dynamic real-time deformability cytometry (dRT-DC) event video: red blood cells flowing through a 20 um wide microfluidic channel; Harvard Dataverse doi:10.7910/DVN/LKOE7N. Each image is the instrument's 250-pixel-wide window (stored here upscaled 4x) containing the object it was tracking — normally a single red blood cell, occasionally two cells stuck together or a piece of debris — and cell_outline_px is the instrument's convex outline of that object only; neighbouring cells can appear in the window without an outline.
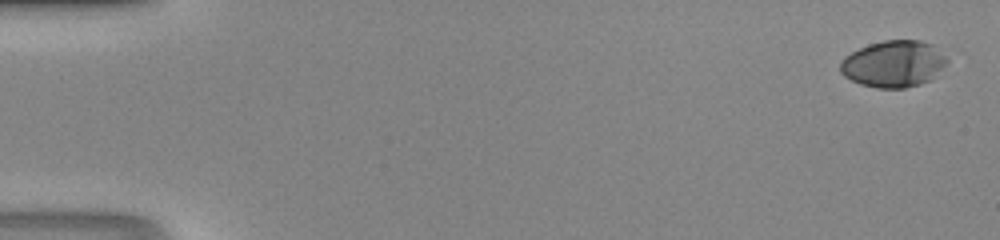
{"species": "human", "species_latin": "Homo sapiens", "temperature_condition": "room temperature", "stored_images_in_passage": 48, "camera_frame_rate_fps": 3000, "um_per_image_px": 0.085, "donor": {"sex": "male"}, "frame": {"image": 1, "passage_image": 1, "time_ms": 0.0, "image_size_px": [1000, 240], "cell_outline_px": [[948, 60], [932, 80], [920, 84], [904, 88], [876, 88], [860, 84], [844, 76], [840, 72], [840, 64], [844, 56], [868, 44], [884, 40], [920, 40], [932, 44]], "centroid_in_image_um": [75.93, 5.43], "position_along_channel_um": 9.1, "area_um2": 28.96}}
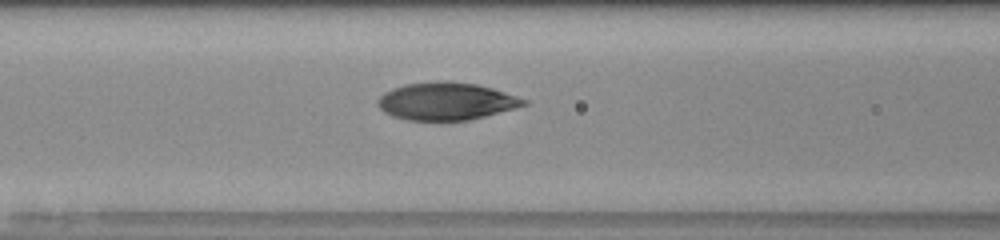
{"frame": {"image": 2, "passage_image": 21, "time_ms": 6.667, "image_size_px": [1000, 240], "cell_outline_px": [[528, 104], [516, 108], [468, 120], [408, 120], [392, 116], [384, 112], [376, 104], [376, 100], [384, 92], [392, 88], [404, 84], [440, 80], [448, 80], [476, 84], [492, 88], [528, 100]], "centroid_in_image_um": [37.9, 8.59], "position_along_channel_um": 128.7, "area_um2": 32.08}}
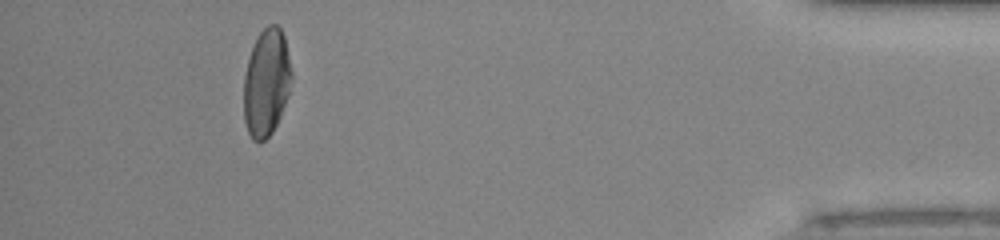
{"frame": {"image": 3, "passage_image": 44, "time_ms": 14.333, "image_size_px": [1000, 240], "cell_outline_px": [[292, 80], [288, 96], [280, 116], [272, 132], [260, 144], [252, 140], [248, 132], [244, 120], [244, 76], [248, 60], [256, 36], [268, 24], [276, 24], [280, 28], [284, 36], [292, 72]], "centroid_in_image_um": [22.64, 7.03], "position_along_channel_um": 412.6, "area_um2": 30.06}}